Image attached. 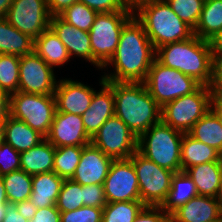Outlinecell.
Masks as SVG:
<instances>
[{"label":"cell","mask_w":222,"mask_h":222,"mask_svg":"<svg viewBox=\"0 0 222 222\" xmlns=\"http://www.w3.org/2000/svg\"><path fill=\"white\" fill-rule=\"evenodd\" d=\"M155 56L143 25L133 16L122 28L115 53L102 67L112 64L115 72L102 77L105 81L144 83Z\"/></svg>","instance_id":"obj_1"},{"label":"cell","mask_w":222,"mask_h":222,"mask_svg":"<svg viewBox=\"0 0 222 222\" xmlns=\"http://www.w3.org/2000/svg\"><path fill=\"white\" fill-rule=\"evenodd\" d=\"M155 59L165 67L194 78L201 85L212 87L214 84L215 65L209 41L196 35L158 47Z\"/></svg>","instance_id":"obj_2"},{"label":"cell","mask_w":222,"mask_h":222,"mask_svg":"<svg viewBox=\"0 0 222 222\" xmlns=\"http://www.w3.org/2000/svg\"><path fill=\"white\" fill-rule=\"evenodd\" d=\"M114 93L115 116L138 138L161 121V106L144 83L106 81Z\"/></svg>","instance_id":"obj_3"},{"label":"cell","mask_w":222,"mask_h":222,"mask_svg":"<svg viewBox=\"0 0 222 222\" xmlns=\"http://www.w3.org/2000/svg\"><path fill=\"white\" fill-rule=\"evenodd\" d=\"M134 17L143 25L155 50L194 35L193 29L177 16L165 0L140 5L134 10Z\"/></svg>","instance_id":"obj_4"},{"label":"cell","mask_w":222,"mask_h":222,"mask_svg":"<svg viewBox=\"0 0 222 222\" xmlns=\"http://www.w3.org/2000/svg\"><path fill=\"white\" fill-rule=\"evenodd\" d=\"M183 135L160 121L138 137L137 151L162 168L180 172Z\"/></svg>","instance_id":"obj_5"},{"label":"cell","mask_w":222,"mask_h":222,"mask_svg":"<svg viewBox=\"0 0 222 222\" xmlns=\"http://www.w3.org/2000/svg\"><path fill=\"white\" fill-rule=\"evenodd\" d=\"M213 88L201 85L195 92L174 99L161 107V121L183 133H188L193 125L212 107Z\"/></svg>","instance_id":"obj_6"},{"label":"cell","mask_w":222,"mask_h":222,"mask_svg":"<svg viewBox=\"0 0 222 222\" xmlns=\"http://www.w3.org/2000/svg\"><path fill=\"white\" fill-rule=\"evenodd\" d=\"M56 112L54 95L32 94L17 91L10 95L9 115L24 121L46 137Z\"/></svg>","instance_id":"obj_7"},{"label":"cell","mask_w":222,"mask_h":222,"mask_svg":"<svg viewBox=\"0 0 222 222\" xmlns=\"http://www.w3.org/2000/svg\"><path fill=\"white\" fill-rule=\"evenodd\" d=\"M144 84L151 97L162 107L164 104L195 92L201 84L182 72L153 61Z\"/></svg>","instance_id":"obj_8"},{"label":"cell","mask_w":222,"mask_h":222,"mask_svg":"<svg viewBox=\"0 0 222 222\" xmlns=\"http://www.w3.org/2000/svg\"><path fill=\"white\" fill-rule=\"evenodd\" d=\"M134 16L124 7L118 12H101L96 15L89 31L93 57L104 66L116 51L122 28Z\"/></svg>","instance_id":"obj_9"},{"label":"cell","mask_w":222,"mask_h":222,"mask_svg":"<svg viewBox=\"0 0 222 222\" xmlns=\"http://www.w3.org/2000/svg\"><path fill=\"white\" fill-rule=\"evenodd\" d=\"M135 167L140 201L145 206H162L166 201L174 172L158 166L138 151L129 158Z\"/></svg>","instance_id":"obj_10"},{"label":"cell","mask_w":222,"mask_h":222,"mask_svg":"<svg viewBox=\"0 0 222 222\" xmlns=\"http://www.w3.org/2000/svg\"><path fill=\"white\" fill-rule=\"evenodd\" d=\"M138 138L117 116L110 117L91 138V144L105 155L118 159H129L137 151Z\"/></svg>","instance_id":"obj_11"},{"label":"cell","mask_w":222,"mask_h":222,"mask_svg":"<svg viewBox=\"0 0 222 222\" xmlns=\"http://www.w3.org/2000/svg\"><path fill=\"white\" fill-rule=\"evenodd\" d=\"M5 18L20 32L35 39L50 25L46 0H13Z\"/></svg>","instance_id":"obj_12"},{"label":"cell","mask_w":222,"mask_h":222,"mask_svg":"<svg viewBox=\"0 0 222 222\" xmlns=\"http://www.w3.org/2000/svg\"><path fill=\"white\" fill-rule=\"evenodd\" d=\"M57 82L53 68L34 51L20 57L18 91L54 95Z\"/></svg>","instance_id":"obj_13"},{"label":"cell","mask_w":222,"mask_h":222,"mask_svg":"<svg viewBox=\"0 0 222 222\" xmlns=\"http://www.w3.org/2000/svg\"><path fill=\"white\" fill-rule=\"evenodd\" d=\"M103 186L107 203L140 201L138 178L130 159L114 160Z\"/></svg>","instance_id":"obj_14"},{"label":"cell","mask_w":222,"mask_h":222,"mask_svg":"<svg viewBox=\"0 0 222 222\" xmlns=\"http://www.w3.org/2000/svg\"><path fill=\"white\" fill-rule=\"evenodd\" d=\"M55 148L86 146L91 137L86 133L81 115L55 112L50 131L45 137Z\"/></svg>","instance_id":"obj_15"},{"label":"cell","mask_w":222,"mask_h":222,"mask_svg":"<svg viewBox=\"0 0 222 222\" xmlns=\"http://www.w3.org/2000/svg\"><path fill=\"white\" fill-rule=\"evenodd\" d=\"M113 161V158L90 143L83 147L79 164L71 179L82 186L103 185Z\"/></svg>","instance_id":"obj_16"},{"label":"cell","mask_w":222,"mask_h":222,"mask_svg":"<svg viewBox=\"0 0 222 222\" xmlns=\"http://www.w3.org/2000/svg\"><path fill=\"white\" fill-rule=\"evenodd\" d=\"M94 92L93 88L81 82L72 79L60 80L54 92L56 111L82 116L88 110Z\"/></svg>","instance_id":"obj_17"},{"label":"cell","mask_w":222,"mask_h":222,"mask_svg":"<svg viewBox=\"0 0 222 222\" xmlns=\"http://www.w3.org/2000/svg\"><path fill=\"white\" fill-rule=\"evenodd\" d=\"M49 27L64 44L70 57L77 55L102 69L103 66L92 55L89 32L74 27L64 21L59 15L51 16Z\"/></svg>","instance_id":"obj_18"},{"label":"cell","mask_w":222,"mask_h":222,"mask_svg":"<svg viewBox=\"0 0 222 222\" xmlns=\"http://www.w3.org/2000/svg\"><path fill=\"white\" fill-rule=\"evenodd\" d=\"M100 85L101 91L95 90L88 110L81 116L86 133L91 138L110 117L115 115L113 88L103 77Z\"/></svg>","instance_id":"obj_19"},{"label":"cell","mask_w":222,"mask_h":222,"mask_svg":"<svg viewBox=\"0 0 222 222\" xmlns=\"http://www.w3.org/2000/svg\"><path fill=\"white\" fill-rule=\"evenodd\" d=\"M171 222H222L215 197L197 195L170 213Z\"/></svg>","instance_id":"obj_20"},{"label":"cell","mask_w":222,"mask_h":222,"mask_svg":"<svg viewBox=\"0 0 222 222\" xmlns=\"http://www.w3.org/2000/svg\"><path fill=\"white\" fill-rule=\"evenodd\" d=\"M45 137L32 129L24 121L10 115L3 123V141L10 144L19 153L28 151L42 142Z\"/></svg>","instance_id":"obj_21"},{"label":"cell","mask_w":222,"mask_h":222,"mask_svg":"<svg viewBox=\"0 0 222 222\" xmlns=\"http://www.w3.org/2000/svg\"><path fill=\"white\" fill-rule=\"evenodd\" d=\"M64 179L55 172L32 175L30 201L39 208L55 206Z\"/></svg>","instance_id":"obj_22"},{"label":"cell","mask_w":222,"mask_h":222,"mask_svg":"<svg viewBox=\"0 0 222 222\" xmlns=\"http://www.w3.org/2000/svg\"><path fill=\"white\" fill-rule=\"evenodd\" d=\"M196 186L197 194L216 197L222 180V162H208L185 170Z\"/></svg>","instance_id":"obj_23"},{"label":"cell","mask_w":222,"mask_h":222,"mask_svg":"<svg viewBox=\"0 0 222 222\" xmlns=\"http://www.w3.org/2000/svg\"><path fill=\"white\" fill-rule=\"evenodd\" d=\"M55 150L45 138L37 146L20 153V169L30 175L53 171Z\"/></svg>","instance_id":"obj_24"},{"label":"cell","mask_w":222,"mask_h":222,"mask_svg":"<svg viewBox=\"0 0 222 222\" xmlns=\"http://www.w3.org/2000/svg\"><path fill=\"white\" fill-rule=\"evenodd\" d=\"M208 162H222V154L215 148L184 133L181 143V171Z\"/></svg>","instance_id":"obj_25"},{"label":"cell","mask_w":222,"mask_h":222,"mask_svg":"<svg viewBox=\"0 0 222 222\" xmlns=\"http://www.w3.org/2000/svg\"><path fill=\"white\" fill-rule=\"evenodd\" d=\"M33 51L52 68L63 66L71 58L64 44L50 27L34 39Z\"/></svg>","instance_id":"obj_26"},{"label":"cell","mask_w":222,"mask_h":222,"mask_svg":"<svg viewBox=\"0 0 222 222\" xmlns=\"http://www.w3.org/2000/svg\"><path fill=\"white\" fill-rule=\"evenodd\" d=\"M34 39L20 32L7 19L0 18V54L17 55L19 57L33 52Z\"/></svg>","instance_id":"obj_27"},{"label":"cell","mask_w":222,"mask_h":222,"mask_svg":"<svg viewBox=\"0 0 222 222\" xmlns=\"http://www.w3.org/2000/svg\"><path fill=\"white\" fill-rule=\"evenodd\" d=\"M188 134L222 154V124L212 109L193 125Z\"/></svg>","instance_id":"obj_28"},{"label":"cell","mask_w":222,"mask_h":222,"mask_svg":"<svg viewBox=\"0 0 222 222\" xmlns=\"http://www.w3.org/2000/svg\"><path fill=\"white\" fill-rule=\"evenodd\" d=\"M197 195L196 186L186 172H176L172 178L168 197L161 207L170 214L177 207L185 204Z\"/></svg>","instance_id":"obj_29"},{"label":"cell","mask_w":222,"mask_h":222,"mask_svg":"<svg viewBox=\"0 0 222 222\" xmlns=\"http://www.w3.org/2000/svg\"><path fill=\"white\" fill-rule=\"evenodd\" d=\"M222 30V0H205L194 35L209 40Z\"/></svg>","instance_id":"obj_30"},{"label":"cell","mask_w":222,"mask_h":222,"mask_svg":"<svg viewBox=\"0 0 222 222\" xmlns=\"http://www.w3.org/2000/svg\"><path fill=\"white\" fill-rule=\"evenodd\" d=\"M2 180L9 204L30 199L32 192V175L19 169L3 175Z\"/></svg>","instance_id":"obj_31"},{"label":"cell","mask_w":222,"mask_h":222,"mask_svg":"<svg viewBox=\"0 0 222 222\" xmlns=\"http://www.w3.org/2000/svg\"><path fill=\"white\" fill-rule=\"evenodd\" d=\"M82 149V146H65L56 148L53 172L64 180L71 179L79 164Z\"/></svg>","instance_id":"obj_32"},{"label":"cell","mask_w":222,"mask_h":222,"mask_svg":"<svg viewBox=\"0 0 222 222\" xmlns=\"http://www.w3.org/2000/svg\"><path fill=\"white\" fill-rule=\"evenodd\" d=\"M144 207L141 201L107 203L103 207L101 222H133Z\"/></svg>","instance_id":"obj_33"},{"label":"cell","mask_w":222,"mask_h":222,"mask_svg":"<svg viewBox=\"0 0 222 222\" xmlns=\"http://www.w3.org/2000/svg\"><path fill=\"white\" fill-rule=\"evenodd\" d=\"M20 57L0 54V90L9 95L18 91Z\"/></svg>","instance_id":"obj_34"},{"label":"cell","mask_w":222,"mask_h":222,"mask_svg":"<svg viewBox=\"0 0 222 222\" xmlns=\"http://www.w3.org/2000/svg\"><path fill=\"white\" fill-rule=\"evenodd\" d=\"M97 14V11L84 3L77 2L66 8L59 16L74 27L89 32Z\"/></svg>","instance_id":"obj_35"},{"label":"cell","mask_w":222,"mask_h":222,"mask_svg":"<svg viewBox=\"0 0 222 222\" xmlns=\"http://www.w3.org/2000/svg\"><path fill=\"white\" fill-rule=\"evenodd\" d=\"M55 205L60 212L72 211L84 206L82 185L72 179H65Z\"/></svg>","instance_id":"obj_36"},{"label":"cell","mask_w":222,"mask_h":222,"mask_svg":"<svg viewBox=\"0 0 222 222\" xmlns=\"http://www.w3.org/2000/svg\"><path fill=\"white\" fill-rule=\"evenodd\" d=\"M177 16L195 29L205 0H165Z\"/></svg>","instance_id":"obj_37"},{"label":"cell","mask_w":222,"mask_h":222,"mask_svg":"<svg viewBox=\"0 0 222 222\" xmlns=\"http://www.w3.org/2000/svg\"><path fill=\"white\" fill-rule=\"evenodd\" d=\"M103 208L82 206L78 209L61 212L60 222H101Z\"/></svg>","instance_id":"obj_38"},{"label":"cell","mask_w":222,"mask_h":222,"mask_svg":"<svg viewBox=\"0 0 222 222\" xmlns=\"http://www.w3.org/2000/svg\"><path fill=\"white\" fill-rule=\"evenodd\" d=\"M20 169V153L10 144L3 141L0 144V176Z\"/></svg>","instance_id":"obj_39"},{"label":"cell","mask_w":222,"mask_h":222,"mask_svg":"<svg viewBox=\"0 0 222 222\" xmlns=\"http://www.w3.org/2000/svg\"><path fill=\"white\" fill-rule=\"evenodd\" d=\"M82 191L84 206L103 208L107 204L103 185H85L82 186Z\"/></svg>","instance_id":"obj_40"},{"label":"cell","mask_w":222,"mask_h":222,"mask_svg":"<svg viewBox=\"0 0 222 222\" xmlns=\"http://www.w3.org/2000/svg\"><path fill=\"white\" fill-rule=\"evenodd\" d=\"M161 212V213H160ZM133 222H171L170 214L161 206H145Z\"/></svg>","instance_id":"obj_41"},{"label":"cell","mask_w":222,"mask_h":222,"mask_svg":"<svg viewBox=\"0 0 222 222\" xmlns=\"http://www.w3.org/2000/svg\"><path fill=\"white\" fill-rule=\"evenodd\" d=\"M89 8L101 12H118L121 11L125 6L122 0H79Z\"/></svg>","instance_id":"obj_42"},{"label":"cell","mask_w":222,"mask_h":222,"mask_svg":"<svg viewBox=\"0 0 222 222\" xmlns=\"http://www.w3.org/2000/svg\"><path fill=\"white\" fill-rule=\"evenodd\" d=\"M61 212L55 206L39 208L28 222H60Z\"/></svg>","instance_id":"obj_43"},{"label":"cell","mask_w":222,"mask_h":222,"mask_svg":"<svg viewBox=\"0 0 222 222\" xmlns=\"http://www.w3.org/2000/svg\"><path fill=\"white\" fill-rule=\"evenodd\" d=\"M208 41L214 64L222 63V30L216 33Z\"/></svg>","instance_id":"obj_44"},{"label":"cell","mask_w":222,"mask_h":222,"mask_svg":"<svg viewBox=\"0 0 222 222\" xmlns=\"http://www.w3.org/2000/svg\"><path fill=\"white\" fill-rule=\"evenodd\" d=\"M46 2L50 15L56 16L79 0H46Z\"/></svg>","instance_id":"obj_45"},{"label":"cell","mask_w":222,"mask_h":222,"mask_svg":"<svg viewBox=\"0 0 222 222\" xmlns=\"http://www.w3.org/2000/svg\"><path fill=\"white\" fill-rule=\"evenodd\" d=\"M17 211L27 220L33 218L36 213L37 208L30 200H24L14 204Z\"/></svg>","instance_id":"obj_46"},{"label":"cell","mask_w":222,"mask_h":222,"mask_svg":"<svg viewBox=\"0 0 222 222\" xmlns=\"http://www.w3.org/2000/svg\"><path fill=\"white\" fill-rule=\"evenodd\" d=\"M16 209L14 204H7L5 214L1 222H28Z\"/></svg>","instance_id":"obj_47"},{"label":"cell","mask_w":222,"mask_h":222,"mask_svg":"<svg viewBox=\"0 0 222 222\" xmlns=\"http://www.w3.org/2000/svg\"><path fill=\"white\" fill-rule=\"evenodd\" d=\"M10 95L0 90V121H5L9 116Z\"/></svg>","instance_id":"obj_48"},{"label":"cell","mask_w":222,"mask_h":222,"mask_svg":"<svg viewBox=\"0 0 222 222\" xmlns=\"http://www.w3.org/2000/svg\"><path fill=\"white\" fill-rule=\"evenodd\" d=\"M214 84L212 86L214 94H222V63L214 64Z\"/></svg>","instance_id":"obj_49"},{"label":"cell","mask_w":222,"mask_h":222,"mask_svg":"<svg viewBox=\"0 0 222 222\" xmlns=\"http://www.w3.org/2000/svg\"><path fill=\"white\" fill-rule=\"evenodd\" d=\"M125 7L134 12L140 5L157 0H122Z\"/></svg>","instance_id":"obj_50"},{"label":"cell","mask_w":222,"mask_h":222,"mask_svg":"<svg viewBox=\"0 0 222 222\" xmlns=\"http://www.w3.org/2000/svg\"><path fill=\"white\" fill-rule=\"evenodd\" d=\"M13 0H0V18H4Z\"/></svg>","instance_id":"obj_51"},{"label":"cell","mask_w":222,"mask_h":222,"mask_svg":"<svg viewBox=\"0 0 222 222\" xmlns=\"http://www.w3.org/2000/svg\"><path fill=\"white\" fill-rule=\"evenodd\" d=\"M7 204L9 203L7 200L6 190L4 187L2 177L0 176V205H7Z\"/></svg>","instance_id":"obj_52"},{"label":"cell","mask_w":222,"mask_h":222,"mask_svg":"<svg viewBox=\"0 0 222 222\" xmlns=\"http://www.w3.org/2000/svg\"><path fill=\"white\" fill-rule=\"evenodd\" d=\"M211 109L218 115L222 124V104L218 100H214Z\"/></svg>","instance_id":"obj_53"},{"label":"cell","mask_w":222,"mask_h":222,"mask_svg":"<svg viewBox=\"0 0 222 222\" xmlns=\"http://www.w3.org/2000/svg\"><path fill=\"white\" fill-rule=\"evenodd\" d=\"M215 198H216V201L219 204V207L222 211V180H221V184H220L219 189H218V193H217Z\"/></svg>","instance_id":"obj_54"},{"label":"cell","mask_w":222,"mask_h":222,"mask_svg":"<svg viewBox=\"0 0 222 222\" xmlns=\"http://www.w3.org/2000/svg\"><path fill=\"white\" fill-rule=\"evenodd\" d=\"M6 205H0V222L2 221L5 214Z\"/></svg>","instance_id":"obj_55"},{"label":"cell","mask_w":222,"mask_h":222,"mask_svg":"<svg viewBox=\"0 0 222 222\" xmlns=\"http://www.w3.org/2000/svg\"><path fill=\"white\" fill-rule=\"evenodd\" d=\"M3 123L4 121H0V144L3 142Z\"/></svg>","instance_id":"obj_56"},{"label":"cell","mask_w":222,"mask_h":222,"mask_svg":"<svg viewBox=\"0 0 222 222\" xmlns=\"http://www.w3.org/2000/svg\"><path fill=\"white\" fill-rule=\"evenodd\" d=\"M214 99L222 104V94H214Z\"/></svg>","instance_id":"obj_57"}]
</instances>
